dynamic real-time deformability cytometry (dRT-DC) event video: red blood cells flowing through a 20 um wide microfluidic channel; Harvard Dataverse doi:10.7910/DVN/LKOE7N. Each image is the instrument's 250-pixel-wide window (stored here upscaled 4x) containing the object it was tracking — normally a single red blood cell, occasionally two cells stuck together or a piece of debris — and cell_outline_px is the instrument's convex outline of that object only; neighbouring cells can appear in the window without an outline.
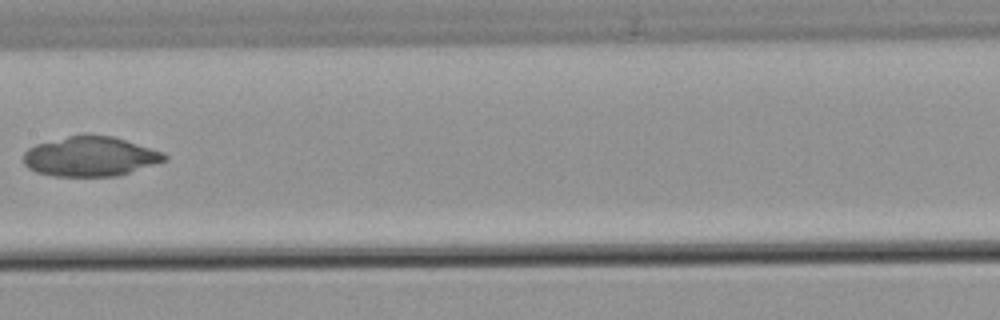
{"species": "common noctule bat (a hibernating species)", "species_latin": "Nyctalus noctula", "temperature_condition": "warm", "stored_images_in_passage": 9, "camera_frame_rate_fps": 3000, "um_per_image_px": 0.085, "animal": {"sex": "male", "body_mass_g": 21.5, "forearm_length_mm": 52.0}, "frame": {"image": 1, "passage_image": 9, "time_ms": 10.0, "image_size_px": [1000, 320], "cell_outline_px": [[168, 160], [116, 176], [52, 176], [36, 172], [28, 168], [24, 164], [24, 152], [28, 148], [36, 144], [84, 132], [88, 132], [112, 136], [164, 152], [168, 156]], "centroid_in_image_um": [7.67, 13.28], "position_along_channel_um": 199.7, "area_um2": 33.0}}